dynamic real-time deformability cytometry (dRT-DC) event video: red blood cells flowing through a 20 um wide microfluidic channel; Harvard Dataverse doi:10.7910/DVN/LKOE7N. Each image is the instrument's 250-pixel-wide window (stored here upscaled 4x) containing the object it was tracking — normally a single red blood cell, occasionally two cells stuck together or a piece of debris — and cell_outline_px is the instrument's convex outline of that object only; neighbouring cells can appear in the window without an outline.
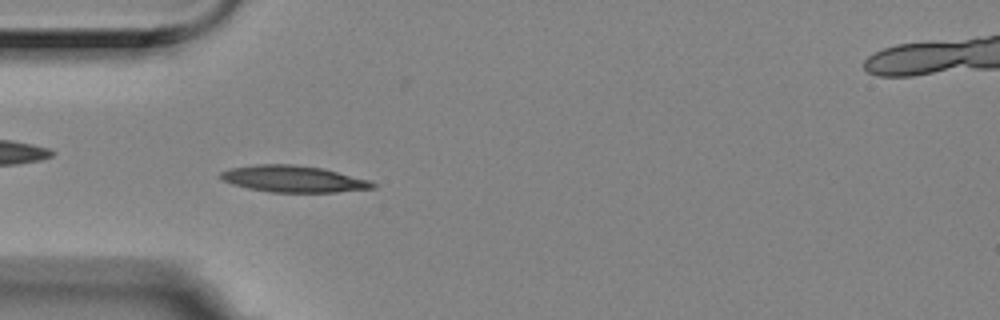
{"species": "Egyptian fruit bat (a non-hibernating species)", "species_latin": "Rousettus aegyptiacus", "temperature_condition": "room temperature", "stored_images_in_passage": 6, "camera_frame_rate_fps": 3000, "um_per_image_px": 0.085, "animal": {"sex": "female"}, "frame": {"image": 1, "passage_image": 5, "time_ms": 1.333, "image_size_px": [1000, 320], "cell_outline_px": [[376, 188], [336, 192], [272, 192], [248, 188], [232, 184], [216, 176], [220, 172], [228, 168], [256, 164], [292, 164], [324, 168], [372, 180], [376, 184]], "centroid_in_image_um": [24.95, 15.2], "position_along_channel_um": 60.0, "area_um2": 23.87}}
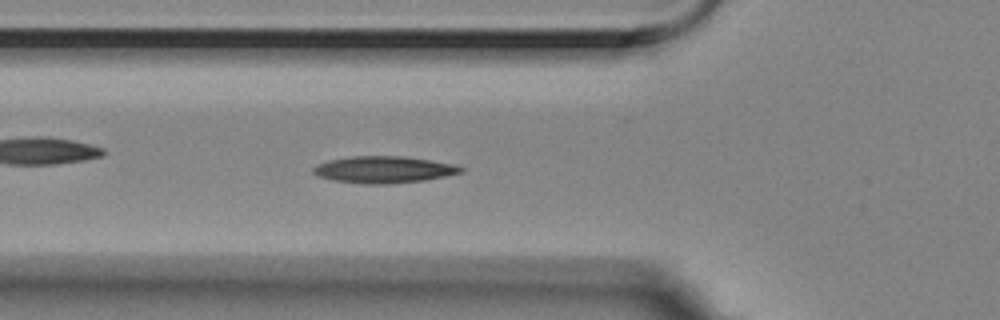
{"frame": {"image": 2, "passage_image": 6, "time_ms": 1.667, "image_size_px": [1000, 320], "cell_outline_px": [[464, 172], [424, 180], [388, 184], [364, 184], [332, 180], [316, 176], [312, 172], [312, 168], [316, 164], [328, 160], [352, 156], [400, 156], [432, 160], [456, 164], [464, 168]], "centroid_in_image_um": [32.6, 14.41], "position_along_channel_um": 93.2, "area_um2": 23.24}}